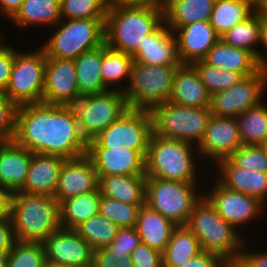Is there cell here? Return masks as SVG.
Returning <instances> with one entry per match:
<instances>
[{"mask_svg": "<svg viewBox=\"0 0 267 267\" xmlns=\"http://www.w3.org/2000/svg\"><path fill=\"white\" fill-rule=\"evenodd\" d=\"M13 139L33 153L65 159L87 154L88 142L79 124L62 105L39 102L18 106Z\"/></svg>", "mask_w": 267, "mask_h": 267, "instance_id": "6da1fadb", "label": "cell"}, {"mask_svg": "<svg viewBox=\"0 0 267 267\" xmlns=\"http://www.w3.org/2000/svg\"><path fill=\"white\" fill-rule=\"evenodd\" d=\"M163 22L161 10L110 1L105 20V43L110 49L133 56L142 48L145 37Z\"/></svg>", "mask_w": 267, "mask_h": 267, "instance_id": "7a4b0ae2", "label": "cell"}, {"mask_svg": "<svg viewBox=\"0 0 267 267\" xmlns=\"http://www.w3.org/2000/svg\"><path fill=\"white\" fill-rule=\"evenodd\" d=\"M10 217L17 241L43 242L61 228L59 202L49 195L12 193Z\"/></svg>", "mask_w": 267, "mask_h": 267, "instance_id": "3957f363", "label": "cell"}, {"mask_svg": "<svg viewBox=\"0 0 267 267\" xmlns=\"http://www.w3.org/2000/svg\"><path fill=\"white\" fill-rule=\"evenodd\" d=\"M186 226L198 238L203 251L219 256L228 265L242 255V238L202 195L194 205ZM239 249V250H238Z\"/></svg>", "mask_w": 267, "mask_h": 267, "instance_id": "277c9868", "label": "cell"}, {"mask_svg": "<svg viewBox=\"0 0 267 267\" xmlns=\"http://www.w3.org/2000/svg\"><path fill=\"white\" fill-rule=\"evenodd\" d=\"M122 90L110 88L99 94H78L62 105L77 121L87 142L97 137L129 109Z\"/></svg>", "mask_w": 267, "mask_h": 267, "instance_id": "5b68a950", "label": "cell"}, {"mask_svg": "<svg viewBox=\"0 0 267 267\" xmlns=\"http://www.w3.org/2000/svg\"><path fill=\"white\" fill-rule=\"evenodd\" d=\"M191 143L152 133L145 157V175L163 180L195 183Z\"/></svg>", "mask_w": 267, "mask_h": 267, "instance_id": "8992f818", "label": "cell"}, {"mask_svg": "<svg viewBox=\"0 0 267 267\" xmlns=\"http://www.w3.org/2000/svg\"><path fill=\"white\" fill-rule=\"evenodd\" d=\"M153 133L168 139H176L199 146L209 119L210 107H187L167 101L151 110Z\"/></svg>", "mask_w": 267, "mask_h": 267, "instance_id": "52a82bcc", "label": "cell"}, {"mask_svg": "<svg viewBox=\"0 0 267 267\" xmlns=\"http://www.w3.org/2000/svg\"><path fill=\"white\" fill-rule=\"evenodd\" d=\"M178 67L180 66H156L133 61L129 87L122 90L129 108L151 110L154 106L169 101Z\"/></svg>", "mask_w": 267, "mask_h": 267, "instance_id": "ba28073f", "label": "cell"}, {"mask_svg": "<svg viewBox=\"0 0 267 267\" xmlns=\"http://www.w3.org/2000/svg\"><path fill=\"white\" fill-rule=\"evenodd\" d=\"M106 19H67L42 49L47 58L75 60L105 43Z\"/></svg>", "mask_w": 267, "mask_h": 267, "instance_id": "9c48e42d", "label": "cell"}, {"mask_svg": "<svg viewBox=\"0 0 267 267\" xmlns=\"http://www.w3.org/2000/svg\"><path fill=\"white\" fill-rule=\"evenodd\" d=\"M196 184L147 177L145 204L176 226L186 225L194 205L202 198L194 191Z\"/></svg>", "mask_w": 267, "mask_h": 267, "instance_id": "30bf717a", "label": "cell"}, {"mask_svg": "<svg viewBox=\"0 0 267 267\" xmlns=\"http://www.w3.org/2000/svg\"><path fill=\"white\" fill-rule=\"evenodd\" d=\"M153 133L150 110L129 108L97 137L88 142L87 147H121L138 151L144 158Z\"/></svg>", "mask_w": 267, "mask_h": 267, "instance_id": "8fae6325", "label": "cell"}, {"mask_svg": "<svg viewBox=\"0 0 267 267\" xmlns=\"http://www.w3.org/2000/svg\"><path fill=\"white\" fill-rule=\"evenodd\" d=\"M46 54L40 48L33 53L15 52L5 94L17 106L43 102Z\"/></svg>", "mask_w": 267, "mask_h": 267, "instance_id": "7c38bea8", "label": "cell"}, {"mask_svg": "<svg viewBox=\"0 0 267 267\" xmlns=\"http://www.w3.org/2000/svg\"><path fill=\"white\" fill-rule=\"evenodd\" d=\"M267 71L259 70L254 75L245 76L227 91L211 95L210 110L218 117L236 118L244 111L258 106L266 89Z\"/></svg>", "mask_w": 267, "mask_h": 267, "instance_id": "4fadbf2b", "label": "cell"}, {"mask_svg": "<svg viewBox=\"0 0 267 267\" xmlns=\"http://www.w3.org/2000/svg\"><path fill=\"white\" fill-rule=\"evenodd\" d=\"M46 261L70 267H92L93 249L75 230L59 228L43 242Z\"/></svg>", "mask_w": 267, "mask_h": 267, "instance_id": "5bb4252c", "label": "cell"}, {"mask_svg": "<svg viewBox=\"0 0 267 267\" xmlns=\"http://www.w3.org/2000/svg\"><path fill=\"white\" fill-rule=\"evenodd\" d=\"M205 198L226 222L236 228L237 225H242L259 215L264 207L260 199L228 189L219 181Z\"/></svg>", "mask_w": 267, "mask_h": 267, "instance_id": "9a60e30c", "label": "cell"}, {"mask_svg": "<svg viewBox=\"0 0 267 267\" xmlns=\"http://www.w3.org/2000/svg\"><path fill=\"white\" fill-rule=\"evenodd\" d=\"M98 183L97 172L87 154L65 159L54 197L60 203L65 199L94 191L98 188Z\"/></svg>", "mask_w": 267, "mask_h": 267, "instance_id": "2e32d148", "label": "cell"}, {"mask_svg": "<svg viewBox=\"0 0 267 267\" xmlns=\"http://www.w3.org/2000/svg\"><path fill=\"white\" fill-rule=\"evenodd\" d=\"M98 176L145 174V158L136 150L121 147H87Z\"/></svg>", "mask_w": 267, "mask_h": 267, "instance_id": "e0dca14e", "label": "cell"}, {"mask_svg": "<svg viewBox=\"0 0 267 267\" xmlns=\"http://www.w3.org/2000/svg\"><path fill=\"white\" fill-rule=\"evenodd\" d=\"M243 146L236 118L212 115L206 127L205 135L197 149L202 155L216 162L228 158Z\"/></svg>", "mask_w": 267, "mask_h": 267, "instance_id": "ac0fdd59", "label": "cell"}, {"mask_svg": "<svg viewBox=\"0 0 267 267\" xmlns=\"http://www.w3.org/2000/svg\"><path fill=\"white\" fill-rule=\"evenodd\" d=\"M78 94L74 60L47 58L43 102L63 105Z\"/></svg>", "mask_w": 267, "mask_h": 267, "instance_id": "d6986e66", "label": "cell"}, {"mask_svg": "<svg viewBox=\"0 0 267 267\" xmlns=\"http://www.w3.org/2000/svg\"><path fill=\"white\" fill-rule=\"evenodd\" d=\"M178 56L182 64L203 60L208 51L220 39L210 21L187 24L176 29ZM180 32V33H179Z\"/></svg>", "mask_w": 267, "mask_h": 267, "instance_id": "ffe728a7", "label": "cell"}, {"mask_svg": "<svg viewBox=\"0 0 267 267\" xmlns=\"http://www.w3.org/2000/svg\"><path fill=\"white\" fill-rule=\"evenodd\" d=\"M163 23L145 37L142 48L132 56L135 62L156 66H181L177 40Z\"/></svg>", "mask_w": 267, "mask_h": 267, "instance_id": "44dd1931", "label": "cell"}, {"mask_svg": "<svg viewBox=\"0 0 267 267\" xmlns=\"http://www.w3.org/2000/svg\"><path fill=\"white\" fill-rule=\"evenodd\" d=\"M64 161L60 156L34 153L25 183L18 192L54 197Z\"/></svg>", "mask_w": 267, "mask_h": 267, "instance_id": "7402d4cb", "label": "cell"}, {"mask_svg": "<svg viewBox=\"0 0 267 267\" xmlns=\"http://www.w3.org/2000/svg\"><path fill=\"white\" fill-rule=\"evenodd\" d=\"M33 152L14 139L5 140L0 147V184L11 193L18 192L27 178Z\"/></svg>", "mask_w": 267, "mask_h": 267, "instance_id": "603a6c76", "label": "cell"}, {"mask_svg": "<svg viewBox=\"0 0 267 267\" xmlns=\"http://www.w3.org/2000/svg\"><path fill=\"white\" fill-rule=\"evenodd\" d=\"M169 101L187 107H210L211 94L191 64H182L175 71Z\"/></svg>", "mask_w": 267, "mask_h": 267, "instance_id": "cb8c5ba5", "label": "cell"}, {"mask_svg": "<svg viewBox=\"0 0 267 267\" xmlns=\"http://www.w3.org/2000/svg\"><path fill=\"white\" fill-rule=\"evenodd\" d=\"M222 177L218 181L226 188L242 192L260 199L263 203L267 195V172L243 169L229 158L217 162Z\"/></svg>", "mask_w": 267, "mask_h": 267, "instance_id": "d4e9b609", "label": "cell"}, {"mask_svg": "<svg viewBox=\"0 0 267 267\" xmlns=\"http://www.w3.org/2000/svg\"><path fill=\"white\" fill-rule=\"evenodd\" d=\"M175 227L160 212L146 204L141 206L136 224L141 243L163 254Z\"/></svg>", "mask_w": 267, "mask_h": 267, "instance_id": "484cf974", "label": "cell"}, {"mask_svg": "<svg viewBox=\"0 0 267 267\" xmlns=\"http://www.w3.org/2000/svg\"><path fill=\"white\" fill-rule=\"evenodd\" d=\"M103 196L128 204H145L146 175L98 176Z\"/></svg>", "mask_w": 267, "mask_h": 267, "instance_id": "4316f807", "label": "cell"}, {"mask_svg": "<svg viewBox=\"0 0 267 267\" xmlns=\"http://www.w3.org/2000/svg\"><path fill=\"white\" fill-rule=\"evenodd\" d=\"M203 60L212 66L239 72L244 77L254 75L260 70L256 57L251 52L228 45L221 38Z\"/></svg>", "mask_w": 267, "mask_h": 267, "instance_id": "83f0119b", "label": "cell"}, {"mask_svg": "<svg viewBox=\"0 0 267 267\" xmlns=\"http://www.w3.org/2000/svg\"><path fill=\"white\" fill-rule=\"evenodd\" d=\"M215 0H168L164 22L174 30L190 23L210 21Z\"/></svg>", "mask_w": 267, "mask_h": 267, "instance_id": "f1b7e54d", "label": "cell"}, {"mask_svg": "<svg viewBox=\"0 0 267 267\" xmlns=\"http://www.w3.org/2000/svg\"><path fill=\"white\" fill-rule=\"evenodd\" d=\"M103 45L82 53L74 60L79 94H99L109 90L102 80Z\"/></svg>", "mask_w": 267, "mask_h": 267, "instance_id": "f546056e", "label": "cell"}, {"mask_svg": "<svg viewBox=\"0 0 267 267\" xmlns=\"http://www.w3.org/2000/svg\"><path fill=\"white\" fill-rule=\"evenodd\" d=\"M220 38L228 45L251 52L256 57L259 69L267 71V58L252 46L261 42V16L257 11Z\"/></svg>", "mask_w": 267, "mask_h": 267, "instance_id": "4dcf8cb0", "label": "cell"}, {"mask_svg": "<svg viewBox=\"0 0 267 267\" xmlns=\"http://www.w3.org/2000/svg\"><path fill=\"white\" fill-rule=\"evenodd\" d=\"M101 195L98 187L92 192L61 201L59 203L61 227L74 230L81 223L98 214Z\"/></svg>", "mask_w": 267, "mask_h": 267, "instance_id": "1f68e13d", "label": "cell"}, {"mask_svg": "<svg viewBox=\"0 0 267 267\" xmlns=\"http://www.w3.org/2000/svg\"><path fill=\"white\" fill-rule=\"evenodd\" d=\"M202 251L198 238L186 225L176 226L163 255V267H182Z\"/></svg>", "mask_w": 267, "mask_h": 267, "instance_id": "d6a6232c", "label": "cell"}, {"mask_svg": "<svg viewBox=\"0 0 267 267\" xmlns=\"http://www.w3.org/2000/svg\"><path fill=\"white\" fill-rule=\"evenodd\" d=\"M256 9L244 0H216L210 24L221 37L238 23L245 21Z\"/></svg>", "mask_w": 267, "mask_h": 267, "instance_id": "836d02e7", "label": "cell"}, {"mask_svg": "<svg viewBox=\"0 0 267 267\" xmlns=\"http://www.w3.org/2000/svg\"><path fill=\"white\" fill-rule=\"evenodd\" d=\"M11 19L22 28L36 23L57 26L62 20L60 0H25Z\"/></svg>", "mask_w": 267, "mask_h": 267, "instance_id": "e575fe53", "label": "cell"}, {"mask_svg": "<svg viewBox=\"0 0 267 267\" xmlns=\"http://www.w3.org/2000/svg\"><path fill=\"white\" fill-rule=\"evenodd\" d=\"M243 145L267 144V106L262 103L236 117Z\"/></svg>", "mask_w": 267, "mask_h": 267, "instance_id": "d590c367", "label": "cell"}, {"mask_svg": "<svg viewBox=\"0 0 267 267\" xmlns=\"http://www.w3.org/2000/svg\"><path fill=\"white\" fill-rule=\"evenodd\" d=\"M119 227L98 213L77 226L74 230L93 250L108 246L115 238Z\"/></svg>", "mask_w": 267, "mask_h": 267, "instance_id": "8d00e7d4", "label": "cell"}, {"mask_svg": "<svg viewBox=\"0 0 267 267\" xmlns=\"http://www.w3.org/2000/svg\"><path fill=\"white\" fill-rule=\"evenodd\" d=\"M191 65L198 72L202 83L211 95L215 92L227 91L244 78L239 72L212 66L204 60L195 61Z\"/></svg>", "mask_w": 267, "mask_h": 267, "instance_id": "74e56055", "label": "cell"}, {"mask_svg": "<svg viewBox=\"0 0 267 267\" xmlns=\"http://www.w3.org/2000/svg\"><path fill=\"white\" fill-rule=\"evenodd\" d=\"M131 55L110 49L106 43L103 44V60L101 66L102 80L104 86L120 83L122 79L130 78V70L133 64Z\"/></svg>", "mask_w": 267, "mask_h": 267, "instance_id": "f35d334b", "label": "cell"}, {"mask_svg": "<svg viewBox=\"0 0 267 267\" xmlns=\"http://www.w3.org/2000/svg\"><path fill=\"white\" fill-rule=\"evenodd\" d=\"M110 0H60L61 18L106 19Z\"/></svg>", "mask_w": 267, "mask_h": 267, "instance_id": "ab89813d", "label": "cell"}, {"mask_svg": "<svg viewBox=\"0 0 267 267\" xmlns=\"http://www.w3.org/2000/svg\"><path fill=\"white\" fill-rule=\"evenodd\" d=\"M45 262L42 242L16 241L9 252L7 267H44Z\"/></svg>", "mask_w": 267, "mask_h": 267, "instance_id": "60d3db41", "label": "cell"}, {"mask_svg": "<svg viewBox=\"0 0 267 267\" xmlns=\"http://www.w3.org/2000/svg\"><path fill=\"white\" fill-rule=\"evenodd\" d=\"M142 205L144 204H128L101 195L99 213L118 227H136Z\"/></svg>", "mask_w": 267, "mask_h": 267, "instance_id": "b9f144b4", "label": "cell"}, {"mask_svg": "<svg viewBox=\"0 0 267 267\" xmlns=\"http://www.w3.org/2000/svg\"><path fill=\"white\" fill-rule=\"evenodd\" d=\"M228 158L240 168L267 172V152L264 145H243Z\"/></svg>", "mask_w": 267, "mask_h": 267, "instance_id": "7bdbcfd3", "label": "cell"}, {"mask_svg": "<svg viewBox=\"0 0 267 267\" xmlns=\"http://www.w3.org/2000/svg\"><path fill=\"white\" fill-rule=\"evenodd\" d=\"M18 106L0 91V138L12 140L16 132V113Z\"/></svg>", "mask_w": 267, "mask_h": 267, "instance_id": "ee69618b", "label": "cell"}, {"mask_svg": "<svg viewBox=\"0 0 267 267\" xmlns=\"http://www.w3.org/2000/svg\"><path fill=\"white\" fill-rule=\"evenodd\" d=\"M92 267H134L130 255L114 251L109 246L93 251Z\"/></svg>", "mask_w": 267, "mask_h": 267, "instance_id": "f6af8a7d", "label": "cell"}, {"mask_svg": "<svg viewBox=\"0 0 267 267\" xmlns=\"http://www.w3.org/2000/svg\"><path fill=\"white\" fill-rule=\"evenodd\" d=\"M140 243L136 227H119L115 238L108 246L116 252L130 255Z\"/></svg>", "mask_w": 267, "mask_h": 267, "instance_id": "bcb514c9", "label": "cell"}, {"mask_svg": "<svg viewBox=\"0 0 267 267\" xmlns=\"http://www.w3.org/2000/svg\"><path fill=\"white\" fill-rule=\"evenodd\" d=\"M134 267H163L162 253L140 243L130 254Z\"/></svg>", "mask_w": 267, "mask_h": 267, "instance_id": "7dc6e473", "label": "cell"}, {"mask_svg": "<svg viewBox=\"0 0 267 267\" xmlns=\"http://www.w3.org/2000/svg\"><path fill=\"white\" fill-rule=\"evenodd\" d=\"M15 50L0 44V91L5 92L11 75Z\"/></svg>", "mask_w": 267, "mask_h": 267, "instance_id": "c3c4849f", "label": "cell"}, {"mask_svg": "<svg viewBox=\"0 0 267 267\" xmlns=\"http://www.w3.org/2000/svg\"><path fill=\"white\" fill-rule=\"evenodd\" d=\"M228 264L223 261L219 256L201 251L199 254L191 258L182 267H227Z\"/></svg>", "mask_w": 267, "mask_h": 267, "instance_id": "681fc988", "label": "cell"}, {"mask_svg": "<svg viewBox=\"0 0 267 267\" xmlns=\"http://www.w3.org/2000/svg\"><path fill=\"white\" fill-rule=\"evenodd\" d=\"M11 217L0 219V250L10 251L16 242Z\"/></svg>", "mask_w": 267, "mask_h": 267, "instance_id": "f907efd6", "label": "cell"}, {"mask_svg": "<svg viewBox=\"0 0 267 267\" xmlns=\"http://www.w3.org/2000/svg\"><path fill=\"white\" fill-rule=\"evenodd\" d=\"M117 2L130 7H146L164 12L168 0H116Z\"/></svg>", "mask_w": 267, "mask_h": 267, "instance_id": "816d5d0a", "label": "cell"}, {"mask_svg": "<svg viewBox=\"0 0 267 267\" xmlns=\"http://www.w3.org/2000/svg\"><path fill=\"white\" fill-rule=\"evenodd\" d=\"M12 193L0 184V219L10 216Z\"/></svg>", "mask_w": 267, "mask_h": 267, "instance_id": "f5cc1de1", "label": "cell"}, {"mask_svg": "<svg viewBox=\"0 0 267 267\" xmlns=\"http://www.w3.org/2000/svg\"><path fill=\"white\" fill-rule=\"evenodd\" d=\"M241 257L251 266V267H267V252L266 253H248L242 252Z\"/></svg>", "mask_w": 267, "mask_h": 267, "instance_id": "db71d44e", "label": "cell"}, {"mask_svg": "<svg viewBox=\"0 0 267 267\" xmlns=\"http://www.w3.org/2000/svg\"><path fill=\"white\" fill-rule=\"evenodd\" d=\"M25 0H0V10L3 14L12 18L21 8Z\"/></svg>", "mask_w": 267, "mask_h": 267, "instance_id": "11a10c76", "label": "cell"}, {"mask_svg": "<svg viewBox=\"0 0 267 267\" xmlns=\"http://www.w3.org/2000/svg\"><path fill=\"white\" fill-rule=\"evenodd\" d=\"M261 43L267 51V16H261Z\"/></svg>", "mask_w": 267, "mask_h": 267, "instance_id": "9f6ffc18", "label": "cell"}, {"mask_svg": "<svg viewBox=\"0 0 267 267\" xmlns=\"http://www.w3.org/2000/svg\"><path fill=\"white\" fill-rule=\"evenodd\" d=\"M231 267H251L241 256L230 264Z\"/></svg>", "mask_w": 267, "mask_h": 267, "instance_id": "6f0895ef", "label": "cell"}, {"mask_svg": "<svg viewBox=\"0 0 267 267\" xmlns=\"http://www.w3.org/2000/svg\"><path fill=\"white\" fill-rule=\"evenodd\" d=\"M10 251L0 250V267H7V259Z\"/></svg>", "mask_w": 267, "mask_h": 267, "instance_id": "680465c9", "label": "cell"}, {"mask_svg": "<svg viewBox=\"0 0 267 267\" xmlns=\"http://www.w3.org/2000/svg\"><path fill=\"white\" fill-rule=\"evenodd\" d=\"M256 11L260 14V16H267V0H264Z\"/></svg>", "mask_w": 267, "mask_h": 267, "instance_id": "91938a15", "label": "cell"}, {"mask_svg": "<svg viewBox=\"0 0 267 267\" xmlns=\"http://www.w3.org/2000/svg\"><path fill=\"white\" fill-rule=\"evenodd\" d=\"M247 1L249 4H251L255 9L259 7V5L264 1V0H244Z\"/></svg>", "mask_w": 267, "mask_h": 267, "instance_id": "94428289", "label": "cell"}, {"mask_svg": "<svg viewBox=\"0 0 267 267\" xmlns=\"http://www.w3.org/2000/svg\"><path fill=\"white\" fill-rule=\"evenodd\" d=\"M44 267H70V266H64V265H61V264H55V263L46 261L45 264H44Z\"/></svg>", "mask_w": 267, "mask_h": 267, "instance_id": "6125c7cd", "label": "cell"}, {"mask_svg": "<svg viewBox=\"0 0 267 267\" xmlns=\"http://www.w3.org/2000/svg\"><path fill=\"white\" fill-rule=\"evenodd\" d=\"M5 141V139H2L0 138V147H1V144Z\"/></svg>", "mask_w": 267, "mask_h": 267, "instance_id": "be15d7a7", "label": "cell"}]
</instances>
